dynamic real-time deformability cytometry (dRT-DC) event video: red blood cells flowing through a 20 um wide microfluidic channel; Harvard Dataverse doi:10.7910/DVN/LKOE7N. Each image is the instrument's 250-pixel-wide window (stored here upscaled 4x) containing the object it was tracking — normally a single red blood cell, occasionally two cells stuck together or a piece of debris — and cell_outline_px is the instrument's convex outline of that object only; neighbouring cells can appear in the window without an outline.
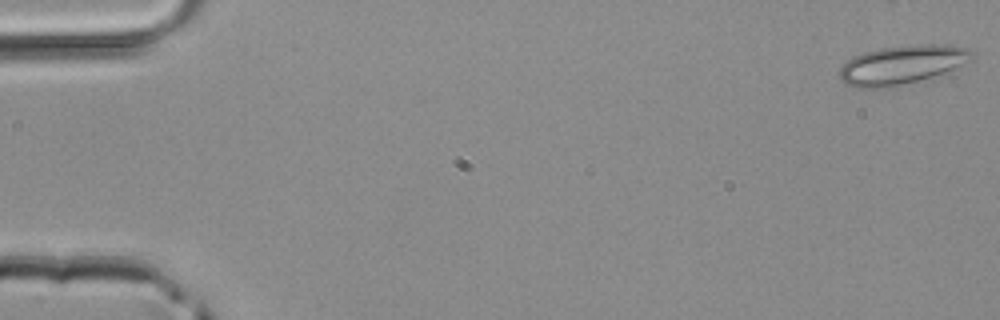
{"species": "common noctule bat (a hibernating species)", "species_latin": "Nyctalus noctula", "temperature_condition": "room temperature", "stored_images_in_passage": 4, "camera_frame_rate_fps": 3000, "um_per_image_px": 0.085, "animal": {"sex": "male", "body_mass_g": 20.4}, "frame": {"image": 1, "passage_image": 1, "time_ms": 0.0, "image_size_px": [1000, 320], "cell_outline_px": [[972, 60], [956, 72], [948, 76], [896, 88], [856, 88], [844, 84], [840, 80], [840, 68], [852, 56], [864, 52], [880, 48], [908, 44], [948, 44], [968, 48], [972, 52]], "centroid_in_image_um": [76.8, 5.55], "position_along_channel_um": 8.2, "area_um2": 32.02}}